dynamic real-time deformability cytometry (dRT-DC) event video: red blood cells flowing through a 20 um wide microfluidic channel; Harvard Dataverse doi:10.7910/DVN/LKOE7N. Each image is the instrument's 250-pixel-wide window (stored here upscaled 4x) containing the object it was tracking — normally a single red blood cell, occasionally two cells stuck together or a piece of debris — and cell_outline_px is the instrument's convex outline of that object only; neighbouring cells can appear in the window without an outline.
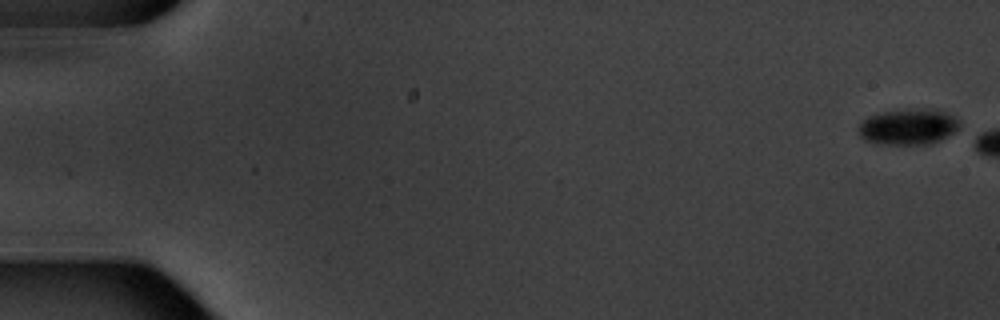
{"species": "common noctule bat (a hibernating species)", "species_latin": "Nyctalus noctula", "temperature_condition": "warm", "stored_images_in_passage": 8, "camera_frame_rate_fps": 3000, "um_per_image_px": 0.085, "animal": {"sex": "male", "body_mass_g": 20.1, "forearm_length_mm": 53.5}, "frame": {"image": 1, "passage_image": 1, "time_ms": 0.0, "image_size_px": [1000, 320], "cell_outline_px": [[960, 128], [948, 136], [932, 144], [876, 144], [864, 140], [860, 136], [860, 124], [868, 116], [884, 112], [924, 108], [928, 108], [944, 112], [960, 120]], "centroid_in_image_um": [77.23, 10.79], "position_along_channel_um": 7.8, "area_um2": 21.04}}
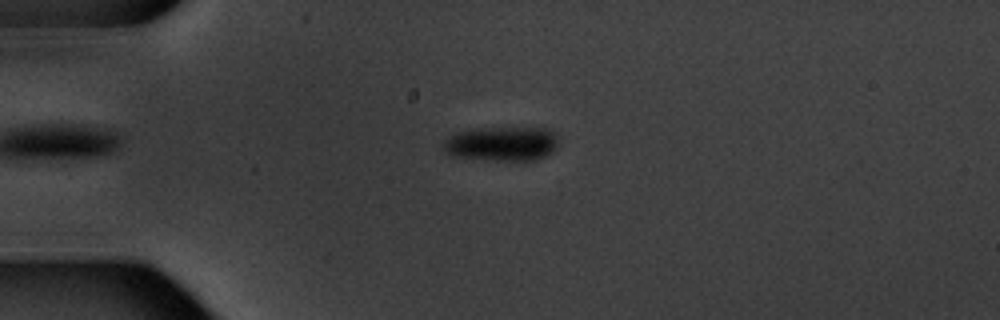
{"frame": {"image": 2, "passage_image": 6, "time_ms": 6.667, "image_size_px": [1000, 320], "cell_outline_px": [[556, 148], [552, 152], [536, 160], [488, 160], [456, 156], [444, 152], [440, 144], [448, 136], [456, 132], [480, 128], [544, 128], [556, 132]], "centroid_in_image_um": [42.61, 12.21], "position_along_channel_um": 42.4, "area_um2": 23.18}}